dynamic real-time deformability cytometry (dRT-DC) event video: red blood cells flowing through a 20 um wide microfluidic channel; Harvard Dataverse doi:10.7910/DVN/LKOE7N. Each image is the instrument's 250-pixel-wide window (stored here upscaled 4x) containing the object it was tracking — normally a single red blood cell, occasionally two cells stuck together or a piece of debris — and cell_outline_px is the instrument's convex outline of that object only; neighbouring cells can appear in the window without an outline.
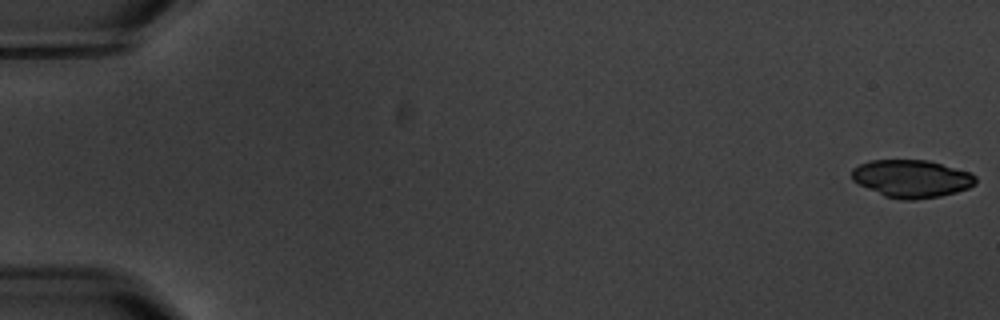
{"species": "common noctule bat (a hibernating species)", "species_latin": "Nyctalus noctula", "temperature_condition": "warm", "stored_images_in_passage": 6, "segment_of_instrument_passage": [2, 2], "camera_frame_rate_fps": 3000, "um_per_image_px": 0.085, "animal": {"sex": "male", "body_mass_g": 20.1, "forearm_length_mm": 53.5}, "frame": {"image": 1, "passage_image": 6, "time_ms": 7.0, "image_size_px": [1000, 320], "cell_outline_px": [[976, 184], [968, 188], [956, 192], [940, 196], [912, 200], [900, 200], [884, 196], [852, 180], [852, 168], [868, 160], [928, 160], [972, 172], [976, 176]], "centroid_in_image_um": [77.51, 15.18], "position_along_channel_um": 7.5, "area_um2": 27.28}}